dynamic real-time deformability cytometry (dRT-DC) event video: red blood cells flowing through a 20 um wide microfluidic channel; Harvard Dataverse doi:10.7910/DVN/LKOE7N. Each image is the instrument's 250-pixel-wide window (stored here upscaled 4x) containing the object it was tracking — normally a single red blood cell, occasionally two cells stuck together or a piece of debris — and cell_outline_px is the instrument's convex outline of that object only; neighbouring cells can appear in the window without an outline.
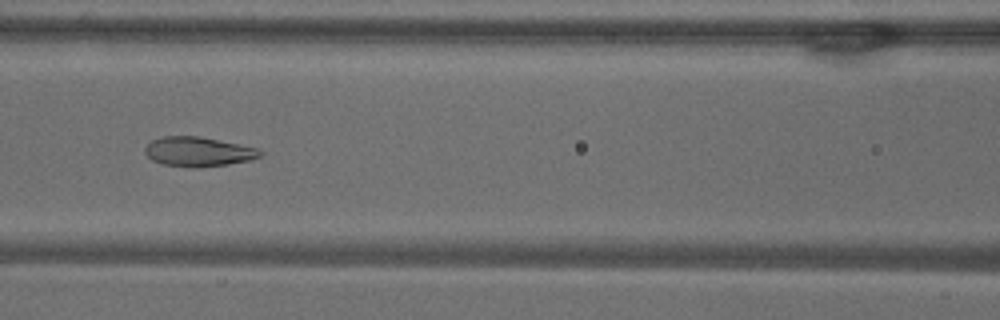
{"species": "common noctule bat (a hibernating species)", "species_latin": "Nyctalus noctula", "temperature_condition": "warm", "stored_images_in_passage": 53, "camera_frame_rate_fps": 3000, "um_per_image_px": 0.085, "animal": {"sex": "male", "body_mass_g": 18.8}, "frame": {"image": 1, "passage_image": 23, "time_ms": 7.333, "image_size_px": [1000, 320], "cell_outline_px": [[264, 152], [260, 156], [252, 160], [228, 164], [196, 168], [188, 168], [164, 164], [152, 160], [144, 152], [144, 148], [152, 140], [160, 136], [200, 136], [256, 148]], "centroid_in_image_um": [16.83, 12.9], "position_along_channel_um": 149.8, "area_um2": 19.88}}
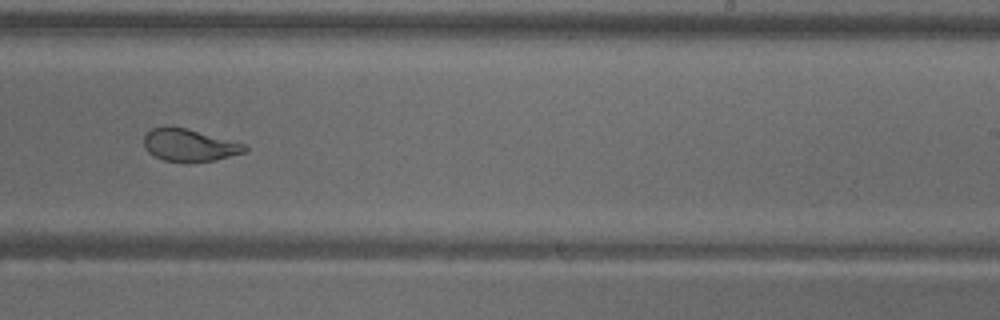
{"frame": {"image": 2, "passage_image": 33, "time_ms": 10.667, "image_size_px": [1000, 320], "cell_outline_px": [[248, 148], [244, 152], [216, 160], [164, 160], [148, 152], [144, 148], [144, 136], [152, 128], [168, 124], [184, 128], [244, 144]], "centroid_in_image_um": [16.03, 12.3], "position_along_channel_um": 273.0, "area_um2": 18.44}}
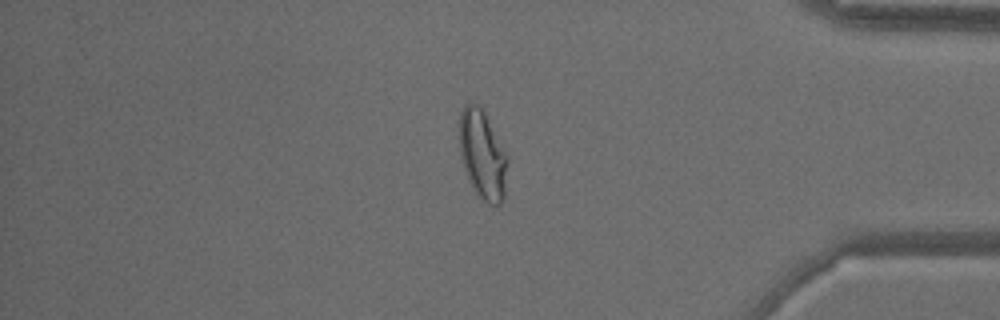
{"frame": {"image": 3, "passage_image": 45, "time_ms": 14.667, "image_size_px": [1000, 320], "cell_outline_px": [[508, 160], [504, 200], [500, 204], [488, 204], [476, 192], [468, 180], [460, 160], [460, 112], [464, 104], [472, 100], [484, 112], [508, 156]], "centroid_in_image_um": [41.01, 13.15], "position_along_channel_um": 394.2, "area_um2": 25.03}, "authors_computed_cell_mechanics": {"area_um2": 23.6402, "velocity_mm_per_s": 3.707, "shape_relaxation_time_tau1_ms": null, "shape_relaxation_time_tau2_ms": 0.9573, "deformation_change_tau1": null, "deformation_change_tau2": 0.0615}}